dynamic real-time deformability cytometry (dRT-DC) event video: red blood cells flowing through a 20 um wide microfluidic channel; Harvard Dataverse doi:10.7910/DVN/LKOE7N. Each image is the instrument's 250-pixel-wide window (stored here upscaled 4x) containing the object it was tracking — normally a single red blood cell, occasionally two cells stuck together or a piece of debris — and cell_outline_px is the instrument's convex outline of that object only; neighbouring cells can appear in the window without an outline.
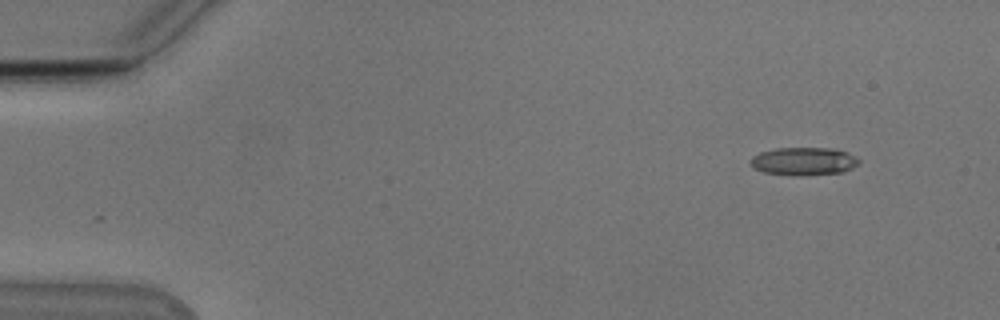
{"species": "Egyptian fruit bat (a non-hibernating species)", "species_latin": "Rousettus aegyptiacus", "temperature_condition": "cold", "stored_images_in_passage": 49, "camera_frame_rate_fps": 3000, "um_per_image_px": 0.085, "animal": {"sex": "male"}, "frame": {"image": 1, "passage_image": 1, "time_ms": 0.0, "image_size_px": [1000, 320], "cell_outline_px": [[860, 160], [852, 168], [844, 172], [800, 176], [796, 176], [764, 172], [756, 168], [752, 164], [752, 156], [760, 152], [776, 148], [836, 148], [848, 152]], "centroid_in_image_um": [68.35, 13.7], "position_along_channel_um": 16.6, "area_um2": 17.63}}
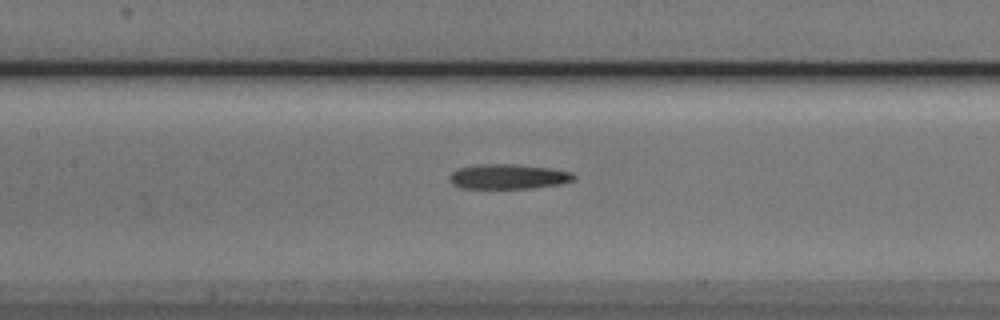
{"frame": {"image": 2, "passage_image": 21, "time_ms": 6.667, "image_size_px": [1000, 320], "cell_outline_px": [[576, 180], [560, 184], [532, 188], [460, 188], [452, 184], [448, 176], [452, 172], [460, 168], [480, 164], [512, 164], [552, 168], [572, 172], [576, 176]], "centroid_in_image_um": [43.23, 15.01], "position_along_channel_um": 164.2, "area_um2": 18.09}}
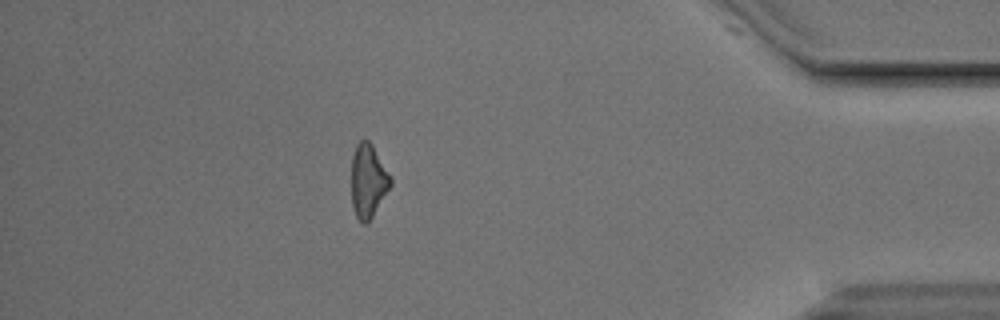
{"frame": {"image": 3, "passage_image": 43, "time_ms": 14.0, "image_size_px": [1000, 320], "cell_outline_px": [[392, 184], [372, 216], [364, 224], [356, 216], [352, 204], [352, 156], [356, 144], [360, 140], [368, 140], [372, 144], [392, 180]], "centroid_in_image_um": [31.28, 15.34], "position_along_channel_um": 403.9, "area_um2": 16.36}, "authors_computed_cell_mechanics": {"area_um2": 17.6868, "velocity_mm_per_s": 3.8562, "shape_relaxation_time_tau1_ms": 3.5518, "shape_relaxation_time_tau2_ms": 7.4446, "deformation_change_tau1": 0.1779, "deformation_change_tau2": 0.2558}}